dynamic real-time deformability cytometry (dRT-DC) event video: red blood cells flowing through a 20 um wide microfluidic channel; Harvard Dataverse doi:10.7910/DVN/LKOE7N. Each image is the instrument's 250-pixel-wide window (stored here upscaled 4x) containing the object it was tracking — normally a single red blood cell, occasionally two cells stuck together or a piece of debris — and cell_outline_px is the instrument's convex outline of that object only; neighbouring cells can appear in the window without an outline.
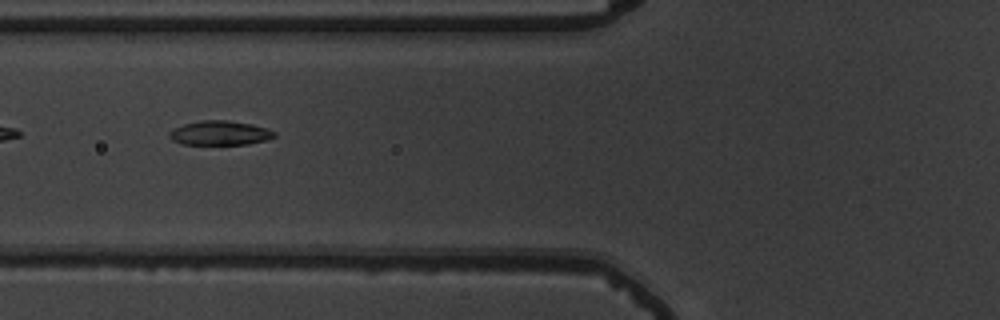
{"species": "common noctule bat (a hibernating species)", "species_latin": "Nyctalus noctula", "temperature_condition": "warm", "stored_images_in_passage": 39, "camera_frame_rate_fps": 3000, "um_per_image_px": 0.085, "animal": {"sex": "male", "body_mass_g": 19.5, "forearm_length_mm": 54.6}, "frame": {"image": 1, "passage_image": 5, "time_ms": 1.333, "image_size_px": [1000, 320], "cell_outline_px": [[276, 136], [264, 140], [248, 144], [184, 144], [172, 140], [168, 136], [168, 132], [172, 128], [184, 124], [200, 120], [228, 120], [252, 124], [268, 128], [276, 132]], "centroid_in_image_um": [18.67, 11.29], "position_along_channel_um": 107.1, "area_um2": 14.97}}
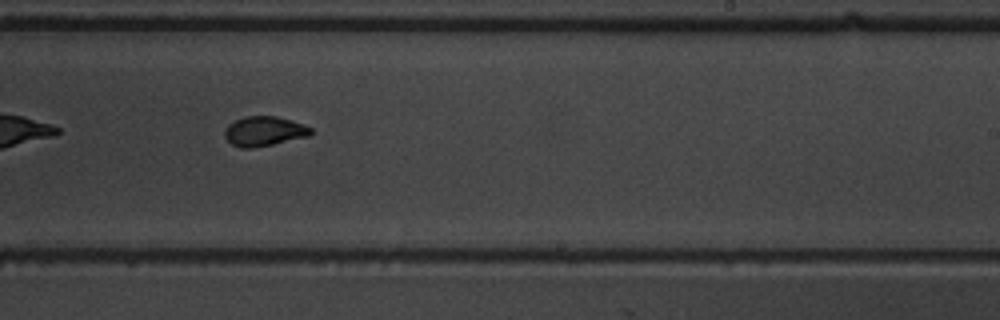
{"frame": {"image": 2, "passage_image": 18, "time_ms": 5.667, "image_size_px": [1000, 320], "cell_outline_px": [[312, 132], [308, 136], [272, 144], [252, 148], [240, 148], [232, 144], [224, 136], [224, 132], [228, 124], [244, 116], [276, 116], [312, 128]], "centroid_in_image_um": [22.4, 11.16], "position_along_channel_um": 266.6, "area_um2": 14.62}}
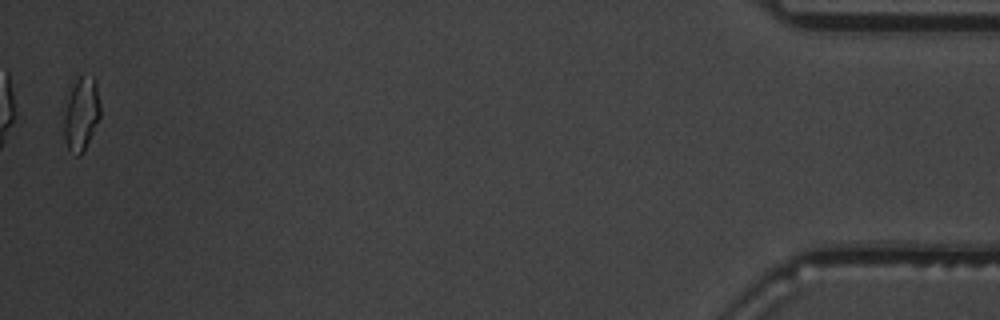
{"frame": {"image": 3, "passage_image": 38, "time_ms": 12.333, "image_size_px": [1000, 320], "cell_outline_px": [[100, 116], [84, 152], [80, 156], [76, 156], [68, 148], [64, 136], [64, 116], [68, 100], [76, 76], [92, 76], [96, 80], [100, 104]], "centroid_in_image_um": [6.93, 9.69], "position_along_channel_um": 428.3, "area_um2": 15.43}, "authors_computed_cell_mechanics": {"area_um2": 14.9702, "velocity_mm_per_s": 3.6803, "shape_relaxation_time_tau1_ms": 3.7591, "shape_relaxation_time_tau2_ms": 1.2357, "deformation_change_tau1": 0.1748, "deformation_change_tau2": 0.0392}}